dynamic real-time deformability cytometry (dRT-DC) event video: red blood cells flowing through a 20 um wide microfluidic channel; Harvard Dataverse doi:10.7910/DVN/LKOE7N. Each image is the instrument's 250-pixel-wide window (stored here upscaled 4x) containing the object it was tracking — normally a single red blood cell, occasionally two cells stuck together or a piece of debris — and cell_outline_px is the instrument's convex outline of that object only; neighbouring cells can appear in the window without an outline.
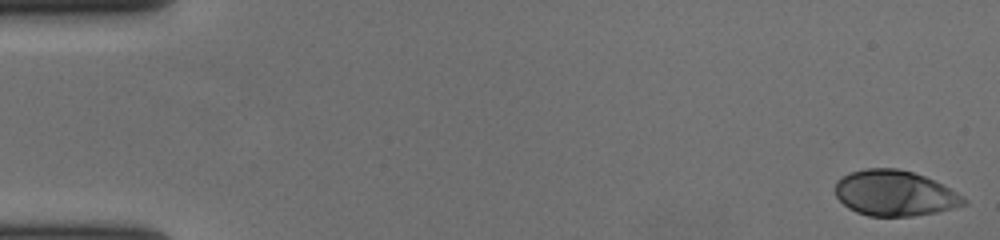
{"species": "human", "species_latin": "Homo sapiens", "temperature_condition": "cold", "stored_images_in_passage": 56, "camera_frame_rate_fps": 3000, "um_per_image_px": 0.085, "donor": {"sex": "female"}, "frame": {"image": 1, "passage_image": 1, "time_ms": 0.0, "image_size_px": [1000, 240], "cell_outline_px": [[968, 204], [936, 212], [912, 216], [868, 216], [856, 212], [848, 208], [836, 196], [836, 180], [840, 176], [848, 172], [864, 168], [896, 168], [912, 172], [924, 176], [956, 192], [968, 200]], "centroid_in_image_um": [76.01, 16.42], "position_along_channel_um": 9.0, "area_um2": 34.1}}
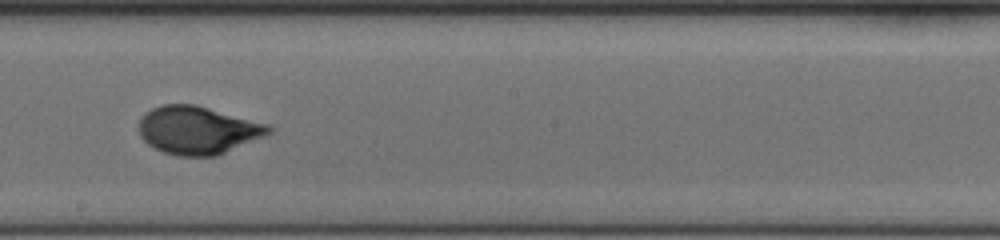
{"frame": {"image": 2, "passage_image": 32, "time_ms": 10.333, "image_size_px": [1000, 240], "cell_outline_px": [[272, 132], [264, 136], [216, 156], [176, 156], [164, 152], [148, 144], [140, 136], [140, 116], [144, 112], [160, 104], [196, 104], [268, 124], [272, 128]], "centroid_in_image_um": [16.79, 11.05], "position_along_channel_um": 231.4, "area_um2": 36.24}}
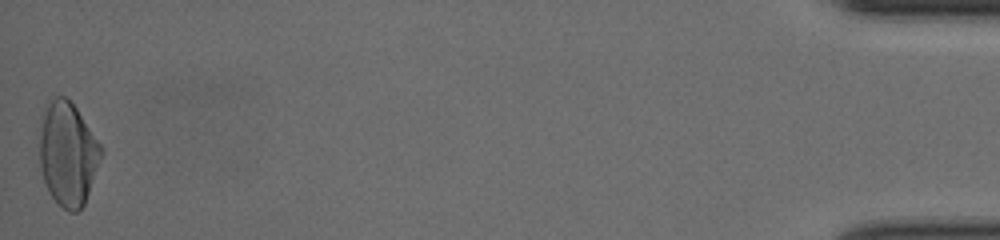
{"frame": {"image": 3, "passage_image": 56, "time_ms": 18.333, "image_size_px": [1000, 240], "cell_outline_px": [[104, 152], [84, 204], [76, 212], [68, 212], [48, 192], [40, 168], [40, 116], [48, 96], [64, 96], [76, 108], [104, 148]], "centroid_in_image_um": [5.75, 13.02], "position_along_channel_um": 429.4, "area_um2": 37.63}, "authors_computed_cell_mechanics": {"area_um2": 34.9979, "velocity_mm_per_s": 3.6811, "shape_relaxation_time_tau1_ms": 4.4208, "shape_relaxation_time_tau2_ms": null, "deformation_change_tau1": 0.1778, "deformation_change_tau2": null}}